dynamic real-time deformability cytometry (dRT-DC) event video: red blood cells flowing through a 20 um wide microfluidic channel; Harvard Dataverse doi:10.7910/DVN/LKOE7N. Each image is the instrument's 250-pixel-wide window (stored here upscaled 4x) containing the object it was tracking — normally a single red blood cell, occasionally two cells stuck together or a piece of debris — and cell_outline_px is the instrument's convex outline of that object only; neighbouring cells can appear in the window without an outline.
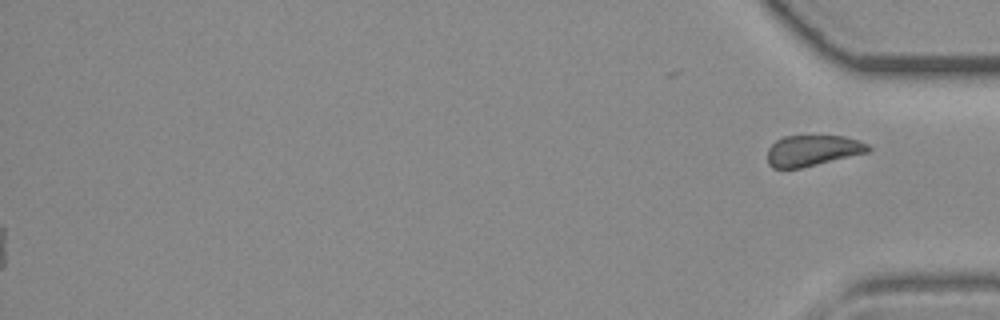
{"species": "common noctule bat (a hibernating species)", "species_latin": "Nyctalus noctula", "temperature_condition": "room temperature", "stored_images_in_passage": 36, "segment_of_instrument_passage": [2, 2], "camera_frame_rate_fps": 3000, "um_per_image_px": 0.085, "animal": {"sex": "female", "body_mass_g": 19.3, "forearm_length_mm": 54.1}, "frame": {"image": 1, "passage_image": 36, "time_ms": 11.667, "image_size_px": [1000, 320], "cell_outline_px": [[872, 148], [868, 152], [800, 168], [772, 168], [768, 164], [768, 148], [776, 140], [784, 136], [844, 136], [860, 140], [868, 144]], "centroid_in_image_um": [69.07, 12.79], "position_along_channel_um": 366.1, "area_um2": 18.09}}